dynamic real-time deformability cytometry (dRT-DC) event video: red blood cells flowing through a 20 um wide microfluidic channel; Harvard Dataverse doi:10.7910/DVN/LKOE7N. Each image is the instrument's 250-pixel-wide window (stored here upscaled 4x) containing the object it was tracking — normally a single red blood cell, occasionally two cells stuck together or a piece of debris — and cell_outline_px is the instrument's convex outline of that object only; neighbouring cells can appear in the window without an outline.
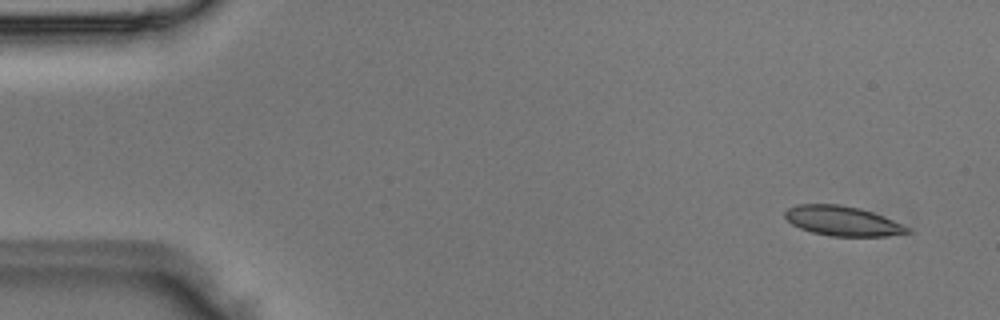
{"species": "Egyptian fruit bat (a non-hibernating species)", "species_latin": "Rousettus aegyptiacus", "temperature_condition": "room temperature", "stored_images_in_passage": 4, "camera_frame_rate_fps": 3000, "um_per_image_px": 0.085, "animal": {"sex": "male"}, "frame": {"image": 1, "passage_image": 1, "time_ms": 0.0, "image_size_px": [1000, 320], "cell_outline_px": [[912, 232], [888, 236], [828, 236], [812, 232], [800, 228], [792, 224], [784, 216], [784, 212], [788, 208], [796, 204], [840, 204], [860, 208], [884, 216], [908, 228]], "centroid_in_image_um": [71.58, 18.77], "position_along_channel_um": 13.4, "area_um2": 21.15}}